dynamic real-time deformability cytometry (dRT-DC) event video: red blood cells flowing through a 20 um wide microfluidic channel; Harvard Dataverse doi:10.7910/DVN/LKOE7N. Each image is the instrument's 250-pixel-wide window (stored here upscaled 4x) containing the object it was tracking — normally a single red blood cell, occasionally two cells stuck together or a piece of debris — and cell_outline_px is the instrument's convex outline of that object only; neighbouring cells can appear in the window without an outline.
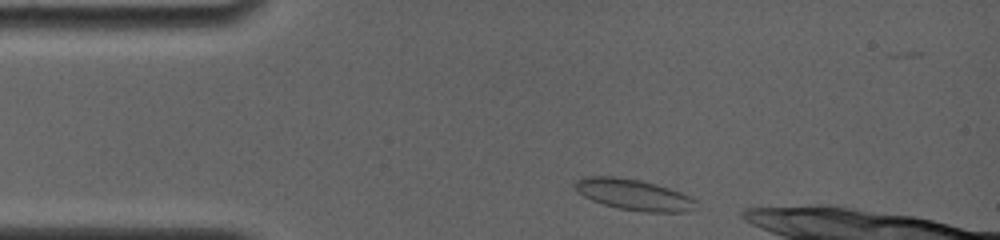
{"species": "common noctule bat (a hibernating species)", "species_latin": "Nyctalus noctula", "temperature_condition": "room temperature", "stored_images_in_passage": 42, "camera_frame_rate_fps": 4000, "um_per_image_px": 0.085, "animal": {"sex": "female", "body_mass_g": 19.0, "forearm_length_mm": 56.7}, "frame": {"image": 1, "passage_image": 3, "time_ms": 0.5, "image_size_px": [1000, 240], "cell_outline_px": [[696, 200], [692, 208], [684, 212], [644, 212], [616, 208], [592, 200], [576, 192], [576, 180], [584, 176], [616, 176], [640, 180], [656, 184], [680, 192]], "centroid_in_image_um": [53.81, 16.54], "position_along_channel_um": 31.2, "area_um2": 21.68}}
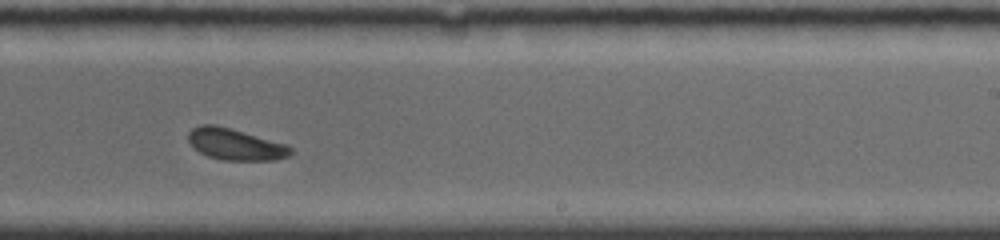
{"frame": {"image": 2, "passage_image": 27, "time_ms": 7.75, "image_size_px": [1000, 240], "cell_outline_px": [[292, 152], [288, 156], [276, 160], [220, 160], [208, 156], [200, 152], [188, 140], [188, 132], [192, 128], [200, 124], [212, 124], [228, 128], [288, 144], [292, 148]], "centroid_in_image_um": [20.02, 12.27], "position_along_channel_um": 269.0, "area_um2": 18.61}}
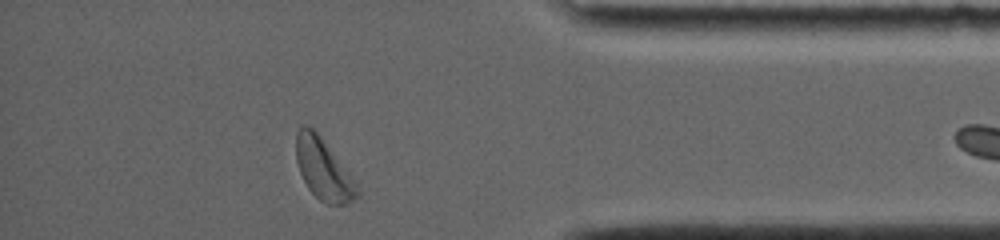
{"frame": {"image": 3, "passage_image": 40, "time_ms": 11.75, "image_size_px": [1000, 240], "cell_outline_px": [[360, 196], [348, 204], [324, 204], [308, 188], [300, 172], [296, 160], [296, 132], [300, 128], [312, 128], [320, 136], [348, 172], [356, 184], [360, 192]], "centroid_in_image_um": [27.5, 14.44], "position_along_channel_um": 407.7, "area_um2": 21.21}, "authors_computed_cell_mechanics": {"area_um2": 19.3919, "velocity_mm_per_s": 3.8233, "shape_relaxation_time_tau1_ms": 3.1568, "shape_relaxation_time_tau2_ms": null, "deformation_change_tau1": 0.0869, "deformation_change_tau2": null}}